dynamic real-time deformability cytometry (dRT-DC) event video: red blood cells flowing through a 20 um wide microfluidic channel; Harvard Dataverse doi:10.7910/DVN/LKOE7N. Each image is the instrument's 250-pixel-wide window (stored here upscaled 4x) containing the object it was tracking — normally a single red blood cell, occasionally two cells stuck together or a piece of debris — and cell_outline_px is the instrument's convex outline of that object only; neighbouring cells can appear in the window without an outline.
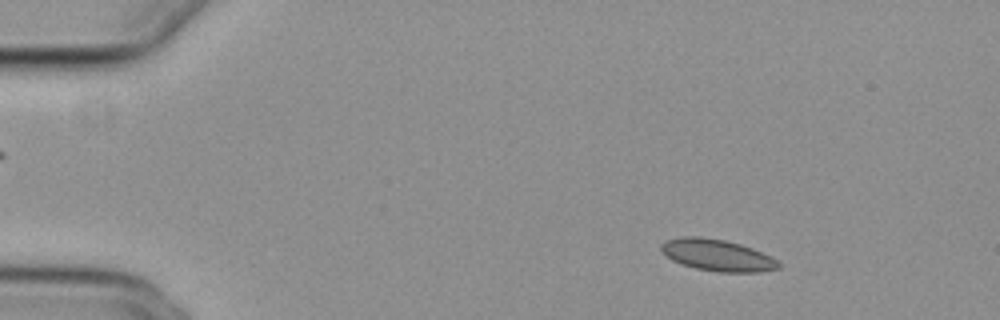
{"species": "common noctule bat (a hibernating species)", "species_latin": "Nyctalus noctula", "temperature_condition": "cold", "stored_images_in_passage": 54, "camera_frame_rate_fps": 3000, "um_per_image_px": 0.085, "animal": {"sex": "female", "body_mass_g": 29.2, "forearm_length_mm": 56.3}, "frame": {"image": 1, "passage_image": 8, "time_ms": 2.333, "image_size_px": [1000, 320], "cell_outline_px": [[780, 268], [760, 272], [720, 272], [696, 268], [680, 264], [672, 260], [660, 248], [660, 244], [668, 240], [680, 236], [700, 236], [724, 240], [740, 244], [752, 248], [776, 260], [780, 264]], "centroid_in_image_um": [60.95, 21.69], "position_along_channel_um": 24.1, "area_um2": 21.44}}
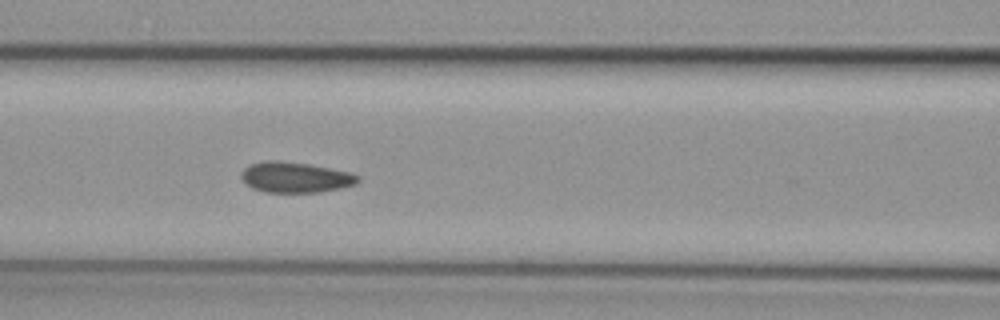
{"frame": {"image": 2, "passage_image": 24, "time_ms": 7.667, "image_size_px": [1000, 320], "cell_outline_px": [[360, 180], [356, 184], [340, 188], [320, 192], [264, 192], [252, 188], [244, 184], [240, 176], [244, 168], [248, 164], [264, 160], [276, 160], [308, 164], [352, 172], [360, 176]], "centroid_in_image_um": [25.08, 15.06], "position_along_channel_um": 141.5, "area_um2": 21.04}}
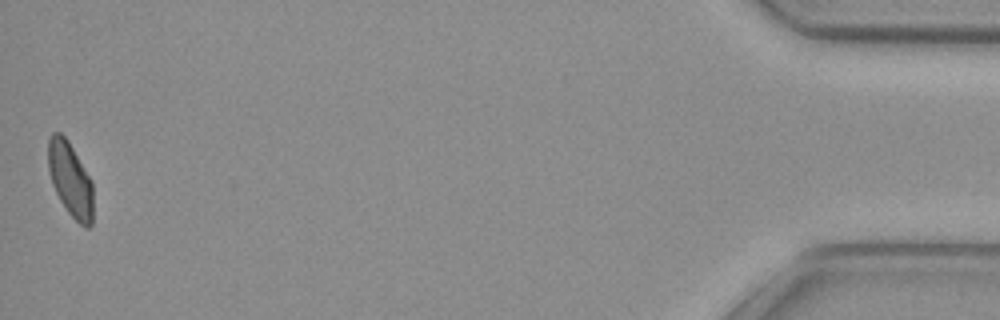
{"frame": {"image": 3, "passage_image": 54, "time_ms": 17.667, "image_size_px": [1000, 320], "cell_outline_px": [[92, 224], [88, 228], [84, 228], [68, 212], [60, 200], [52, 184], [48, 168], [48, 140], [52, 132], [60, 132], [68, 140], [92, 180]], "centroid_in_image_um": [5.97, 15.24], "position_along_channel_um": 429.2, "area_um2": 19.48}, "authors_computed_cell_mechanics": {"area_um2": 20.6635, "velocity_mm_per_s": 3.8205, "shape_relaxation_time_tau1_ms": null, "shape_relaxation_time_tau2_ms": 1.4596, "deformation_change_tau1": null, "deformation_change_tau2": 0.0522}}